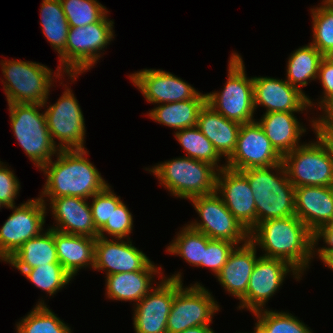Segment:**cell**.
<instances>
[{
	"label": "cell",
	"instance_id": "1",
	"mask_svg": "<svg viewBox=\"0 0 333 333\" xmlns=\"http://www.w3.org/2000/svg\"><path fill=\"white\" fill-rule=\"evenodd\" d=\"M249 241L264 257L282 259L302 276L314 254V233L296 216L263 221L249 232Z\"/></svg>",
	"mask_w": 333,
	"mask_h": 333
},
{
	"label": "cell",
	"instance_id": "2",
	"mask_svg": "<svg viewBox=\"0 0 333 333\" xmlns=\"http://www.w3.org/2000/svg\"><path fill=\"white\" fill-rule=\"evenodd\" d=\"M86 155L87 149L59 150L56 160L40 169L46 181L39 198L73 196L90 199L104 190L109 184Z\"/></svg>",
	"mask_w": 333,
	"mask_h": 333
},
{
	"label": "cell",
	"instance_id": "3",
	"mask_svg": "<svg viewBox=\"0 0 333 333\" xmlns=\"http://www.w3.org/2000/svg\"><path fill=\"white\" fill-rule=\"evenodd\" d=\"M241 172L248 179L255 198L256 224L295 216V187L289 181L283 162Z\"/></svg>",
	"mask_w": 333,
	"mask_h": 333
},
{
	"label": "cell",
	"instance_id": "4",
	"mask_svg": "<svg viewBox=\"0 0 333 333\" xmlns=\"http://www.w3.org/2000/svg\"><path fill=\"white\" fill-rule=\"evenodd\" d=\"M172 196L190 199L216 192L218 170L211 164L180 156L146 168Z\"/></svg>",
	"mask_w": 333,
	"mask_h": 333
},
{
	"label": "cell",
	"instance_id": "5",
	"mask_svg": "<svg viewBox=\"0 0 333 333\" xmlns=\"http://www.w3.org/2000/svg\"><path fill=\"white\" fill-rule=\"evenodd\" d=\"M0 66L5 77L1 81L7 103L44 104L54 86V78H64L63 71L56 72L47 66L23 60H1ZM54 74V75H53ZM62 76V77H61Z\"/></svg>",
	"mask_w": 333,
	"mask_h": 333
},
{
	"label": "cell",
	"instance_id": "6",
	"mask_svg": "<svg viewBox=\"0 0 333 333\" xmlns=\"http://www.w3.org/2000/svg\"><path fill=\"white\" fill-rule=\"evenodd\" d=\"M11 127L27 157L39 170L57 155L59 148L53 143L46 122V115L40 110L42 104L9 103ZM40 109V110H39Z\"/></svg>",
	"mask_w": 333,
	"mask_h": 333
},
{
	"label": "cell",
	"instance_id": "7",
	"mask_svg": "<svg viewBox=\"0 0 333 333\" xmlns=\"http://www.w3.org/2000/svg\"><path fill=\"white\" fill-rule=\"evenodd\" d=\"M228 62L227 80L221 91L206 94V103L228 120L239 124L253 122V77H247L244 61L233 52Z\"/></svg>",
	"mask_w": 333,
	"mask_h": 333
},
{
	"label": "cell",
	"instance_id": "8",
	"mask_svg": "<svg viewBox=\"0 0 333 333\" xmlns=\"http://www.w3.org/2000/svg\"><path fill=\"white\" fill-rule=\"evenodd\" d=\"M106 14L99 22L69 29L66 43V75L71 82L79 74L93 68L101 58V51L113 40L114 21Z\"/></svg>",
	"mask_w": 333,
	"mask_h": 333
},
{
	"label": "cell",
	"instance_id": "9",
	"mask_svg": "<svg viewBox=\"0 0 333 333\" xmlns=\"http://www.w3.org/2000/svg\"><path fill=\"white\" fill-rule=\"evenodd\" d=\"M175 279V296L167 319V333H179L188 328L210 325L220 311L212 292L199 282L189 287Z\"/></svg>",
	"mask_w": 333,
	"mask_h": 333
},
{
	"label": "cell",
	"instance_id": "10",
	"mask_svg": "<svg viewBox=\"0 0 333 333\" xmlns=\"http://www.w3.org/2000/svg\"><path fill=\"white\" fill-rule=\"evenodd\" d=\"M43 104L49 134L59 150L86 149L85 119L78 100L65 84V91L56 103ZM57 139V141H55Z\"/></svg>",
	"mask_w": 333,
	"mask_h": 333
},
{
	"label": "cell",
	"instance_id": "11",
	"mask_svg": "<svg viewBox=\"0 0 333 333\" xmlns=\"http://www.w3.org/2000/svg\"><path fill=\"white\" fill-rule=\"evenodd\" d=\"M189 201L201 218L187 224L193 230L204 233L210 239L226 240L237 246L249 241V232L225 206L216 193L196 196Z\"/></svg>",
	"mask_w": 333,
	"mask_h": 333
},
{
	"label": "cell",
	"instance_id": "12",
	"mask_svg": "<svg viewBox=\"0 0 333 333\" xmlns=\"http://www.w3.org/2000/svg\"><path fill=\"white\" fill-rule=\"evenodd\" d=\"M317 141L298 146L283 156L289 181L301 186H333V162L326 149Z\"/></svg>",
	"mask_w": 333,
	"mask_h": 333
},
{
	"label": "cell",
	"instance_id": "13",
	"mask_svg": "<svg viewBox=\"0 0 333 333\" xmlns=\"http://www.w3.org/2000/svg\"><path fill=\"white\" fill-rule=\"evenodd\" d=\"M12 214L0 229V261L5 262L26 241L44 231L47 206L38 197L7 207Z\"/></svg>",
	"mask_w": 333,
	"mask_h": 333
},
{
	"label": "cell",
	"instance_id": "14",
	"mask_svg": "<svg viewBox=\"0 0 333 333\" xmlns=\"http://www.w3.org/2000/svg\"><path fill=\"white\" fill-rule=\"evenodd\" d=\"M290 273L297 281L302 280L299 272L285 260L260 255L250 276L246 295L237 309L245 308L251 313L265 309L268 300L279 291Z\"/></svg>",
	"mask_w": 333,
	"mask_h": 333
},
{
	"label": "cell",
	"instance_id": "15",
	"mask_svg": "<svg viewBox=\"0 0 333 333\" xmlns=\"http://www.w3.org/2000/svg\"><path fill=\"white\" fill-rule=\"evenodd\" d=\"M175 279L182 280V273L164 276L156 286L134 305L133 326L135 333H167V319L175 296Z\"/></svg>",
	"mask_w": 333,
	"mask_h": 333
},
{
	"label": "cell",
	"instance_id": "16",
	"mask_svg": "<svg viewBox=\"0 0 333 333\" xmlns=\"http://www.w3.org/2000/svg\"><path fill=\"white\" fill-rule=\"evenodd\" d=\"M283 156L273 147L257 120L241 125L237 145L226 167L243 171L248 168L271 167L280 164Z\"/></svg>",
	"mask_w": 333,
	"mask_h": 333
},
{
	"label": "cell",
	"instance_id": "17",
	"mask_svg": "<svg viewBox=\"0 0 333 333\" xmlns=\"http://www.w3.org/2000/svg\"><path fill=\"white\" fill-rule=\"evenodd\" d=\"M133 85L151 104L194 99L200 92L182 78L161 69H142L129 75Z\"/></svg>",
	"mask_w": 333,
	"mask_h": 333
},
{
	"label": "cell",
	"instance_id": "18",
	"mask_svg": "<svg viewBox=\"0 0 333 333\" xmlns=\"http://www.w3.org/2000/svg\"><path fill=\"white\" fill-rule=\"evenodd\" d=\"M216 193L248 232L256 226L255 198L248 179L241 171L227 167L220 169L216 176Z\"/></svg>",
	"mask_w": 333,
	"mask_h": 333
},
{
	"label": "cell",
	"instance_id": "19",
	"mask_svg": "<svg viewBox=\"0 0 333 333\" xmlns=\"http://www.w3.org/2000/svg\"><path fill=\"white\" fill-rule=\"evenodd\" d=\"M94 256L93 269L105 271L106 276L141 271L152 262L130 239L97 237Z\"/></svg>",
	"mask_w": 333,
	"mask_h": 333
},
{
	"label": "cell",
	"instance_id": "20",
	"mask_svg": "<svg viewBox=\"0 0 333 333\" xmlns=\"http://www.w3.org/2000/svg\"><path fill=\"white\" fill-rule=\"evenodd\" d=\"M253 94L255 111L259 106L266 112H300L308 111V95L291 86L285 79L272 77H253Z\"/></svg>",
	"mask_w": 333,
	"mask_h": 333
},
{
	"label": "cell",
	"instance_id": "21",
	"mask_svg": "<svg viewBox=\"0 0 333 333\" xmlns=\"http://www.w3.org/2000/svg\"><path fill=\"white\" fill-rule=\"evenodd\" d=\"M42 202L50 206L51 215L56 222V225L49 228L62 233L84 235L92 238L98 237L93 219L92 211L88 199L62 196L53 199H41ZM50 203H47V202Z\"/></svg>",
	"mask_w": 333,
	"mask_h": 333
},
{
	"label": "cell",
	"instance_id": "22",
	"mask_svg": "<svg viewBox=\"0 0 333 333\" xmlns=\"http://www.w3.org/2000/svg\"><path fill=\"white\" fill-rule=\"evenodd\" d=\"M295 216L313 233L333 222V186L295 188Z\"/></svg>",
	"mask_w": 333,
	"mask_h": 333
},
{
	"label": "cell",
	"instance_id": "23",
	"mask_svg": "<svg viewBox=\"0 0 333 333\" xmlns=\"http://www.w3.org/2000/svg\"><path fill=\"white\" fill-rule=\"evenodd\" d=\"M256 254L257 248L250 241L236 246L216 276L223 289L238 300L246 295L250 276L259 257Z\"/></svg>",
	"mask_w": 333,
	"mask_h": 333
},
{
	"label": "cell",
	"instance_id": "24",
	"mask_svg": "<svg viewBox=\"0 0 333 333\" xmlns=\"http://www.w3.org/2000/svg\"><path fill=\"white\" fill-rule=\"evenodd\" d=\"M162 266L153 261L141 271L122 272L105 276L106 297L117 301L135 302L136 305L153 288L154 276L164 277Z\"/></svg>",
	"mask_w": 333,
	"mask_h": 333
},
{
	"label": "cell",
	"instance_id": "25",
	"mask_svg": "<svg viewBox=\"0 0 333 333\" xmlns=\"http://www.w3.org/2000/svg\"><path fill=\"white\" fill-rule=\"evenodd\" d=\"M198 129L213 144L220 157L227 161L235 151L241 124L228 120L207 103L199 112Z\"/></svg>",
	"mask_w": 333,
	"mask_h": 333
},
{
	"label": "cell",
	"instance_id": "26",
	"mask_svg": "<svg viewBox=\"0 0 333 333\" xmlns=\"http://www.w3.org/2000/svg\"><path fill=\"white\" fill-rule=\"evenodd\" d=\"M294 113L299 112L264 113L261 119L257 120L266 137L282 156L302 145L301 136L307 132Z\"/></svg>",
	"mask_w": 333,
	"mask_h": 333
},
{
	"label": "cell",
	"instance_id": "27",
	"mask_svg": "<svg viewBox=\"0 0 333 333\" xmlns=\"http://www.w3.org/2000/svg\"><path fill=\"white\" fill-rule=\"evenodd\" d=\"M54 242L59 263L73 279L81 268H94L96 238L54 230Z\"/></svg>",
	"mask_w": 333,
	"mask_h": 333
},
{
	"label": "cell",
	"instance_id": "28",
	"mask_svg": "<svg viewBox=\"0 0 333 333\" xmlns=\"http://www.w3.org/2000/svg\"><path fill=\"white\" fill-rule=\"evenodd\" d=\"M17 270H27L39 265L60 264L54 242V229L48 228L26 241L6 261Z\"/></svg>",
	"mask_w": 333,
	"mask_h": 333
},
{
	"label": "cell",
	"instance_id": "29",
	"mask_svg": "<svg viewBox=\"0 0 333 333\" xmlns=\"http://www.w3.org/2000/svg\"><path fill=\"white\" fill-rule=\"evenodd\" d=\"M40 17L42 33L59 54L58 67L66 74V43L70 27L60 0H42Z\"/></svg>",
	"mask_w": 333,
	"mask_h": 333
},
{
	"label": "cell",
	"instance_id": "30",
	"mask_svg": "<svg viewBox=\"0 0 333 333\" xmlns=\"http://www.w3.org/2000/svg\"><path fill=\"white\" fill-rule=\"evenodd\" d=\"M206 103V94L199 93L194 99L160 104L147 113L149 118L173 130L197 126L200 110Z\"/></svg>",
	"mask_w": 333,
	"mask_h": 333
},
{
	"label": "cell",
	"instance_id": "31",
	"mask_svg": "<svg viewBox=\"0 0 333 333\" xmlns=\"http://www.w3.org/2000/svg\"><path fill=\"white\" fill-rule=\"evenodd\" d=\"M323 58L324 56L311 43L299 47L289 55L285 80L305 94L300 87L307 86L312 80L316 81L319 64Z\"/></svg>",
	"mask_w": 333,
	"mask_h": 333
},
{
	"label": "cell",
	"instance_id": "32",
	"mask_svg": "<svg viewBox=\"0 0 333 333\" xmlns=\"http://www.w3.org/2000/svg\"><path fill=\"white\" fill-rule=\"evenodd\" d=\"M174 135L175 139L185 150L186 157L209 163L218 171L226 167L225 163L220 165V155L197 126L175 131Z\"/></svg>",
	"mask_w": 333,
	"mask_h": 333
},
{
	"label": "cell",
	"instance_id": "33",
	"mask_svg": "<svg viewBox=\"0 0 333 333\" xmlns=\"http://www.w3.org/2000/svg\"><path fill=\"white\" fill-rule=\"evenodd\" d=\"M39 299L34 308L16 323V333H72L65 324L44 302Z\"/></svg>",
	"mask_w": 333,
	"mask_h": 333
},
{
	"label": "cell",
	"instance_id": "34",
	"mask_svg": "<svg viewBox=\"0 0 333 333\" xmlns=\"http://www.w3.org/2000/svg\"><path fill=\"white\" fill-rule=\"evenodd\" d=\"M181 229L174 240L166 247V252L178 255L191 266L199 268L210 238L204 233L193 230L187 224Z\"/></svg>",
	"mask_w": 333,
	"mask_h": 333
},
{
	"label": "cell",
	"instance_id": "35",
	"mask_svg": "<svg viewBox=\"0 0 333 333\" xmlns=\"http://www.w3.org/2000/svg\"><path fill=\"white\" fill-rule=\"evenodd\" d=\"M252 314L257 319L254 326L257 333H313L308 325L289 312L265 308Z\"/></svg>",
	"mask_w": 333,
	"mask_h": 333
},
{
	"label": "cell",
	"instance_id": "36",
	"mask_svg": "<svg viewBox=\"0 0 333 333\" xmlns=\"http://www.w3.org/2000/svg\"><path fill=\"white\" fill-rule=\"evenodd\" d=\"M318 6L310 9L313 34L310 43L324 57H329L333 53V3L322 0Z\"/></svg>",
	"mask_w": 333,
	"mask_h": 333
},
{
	"label": "cell",
	"instance_id": "37",
	"mask_svg": "<svg viewBox=\"0 0 333 333\" xmlns=\"http://www.w3.org/2000/svg\"><path fill=\"white\" fill-rule=\"evenodd\" d=\"M34 286L51 297L72 281L71 275L61 264L39 265L32 269L19 270Z\"/></svg>",
	"mask_w": 333,
	"mask_h": 333
},
{
	"label": "cell",
	"instance_id": "38",
	"mask_svg": "<svg viewBox=\"0 0 333 333\" xmlns=\"http://www.w3.org/2000/svg\"><path fill=\"white\" fill-rule=\"evenodd\" d=\"M69 27L86 26L99 22L109 14L97 0H60Z\"/></svg>",
	"mask_w": 333,
	"mask_h": 333
},
{
	"label": "cell",
	"instance_id": "39",
	"mask_svg": "<svg viewBox=\"0 0 333 333\" xmlns=\"http://www.w3.org/2000/svg\"><path fill=\"white\" fill-rule=\"evenodd\" d=\"M133 223V215L122 201L116 208H113L110 219L98 230V237L108 238L110 236L114 239H130L129 235L133 231Z\"/></svg>",
	"mask_w": 333,
	"mask_h": 333
},
{
	"label": "cell",
	"instance_id": "40",
	"mask_svg": "<svg viewBox=\"0 0 333 333\" xmlns=\"http://www.w3.org/2000/svg\"><path fill=\"white\" fill-rule=\"evenodd\" d=\"M112 187L108 185L101 192L94 194L90 204L93 223L99 230L112 215L113 208H116L121 202V197L114 193Z\"/></svg>",
	"mask_w": 333,
	"mask_h": 333
},
{
	"label": "cell",
	"instance_id": "41",
	"mask_svg": "<svg viewBox=\"0 0 333 333\" xmlns=\"http://www.w3.org/2000/svg\"><path fill=\"white\" fill-rule=\"evenodd\" d=\"M236 246L235 243L230 241L209 239L207 248L204 250L203 261L200 263V267L209 268L216 278Z\"/></svg>",
	"mask_w": 333,
	"mask_h": 333
},
{
	"label": "cell",
	"instance_id": "42",
	"mask_svg": "<svg viewBox=\"0 0 333 333\" xmlns=\"http://www.w3.org/2000/svg\"><path fill=\"white\" fill-rule=\"evenodd\" d=\"M317 80L321 82L323 87V96H320L318 103L311 101L309 96L307 98L310 110L317 104V108L323 112L333 102V60L330 57H324L321 60Z\"/></svg>",
	"mask_w": 333,
	"mask_h": 333
},
{
	"label": "cell",
	"instance_id": "43",
	"mask_svg": "<svg viewBox=\"0 0 333 333\" xmlns=\"http://www.w3.org/2000/svg\"><path fill=\"white\" fill-rule=\"evenodd\" d=\"M0 161V202L7 207L15 206L20 192V182L13 170Z\"/></svg>",
	"mask_w": 333,
	"mask_h": 333
},
{
	"label": "cell",
	"instance_id": "44",
	"mask_svg": "<svg viewBox=\"0 0 333 333\" xmlns=\"http://www.w3.org/2000/svg\"><path fill=\"white\" fill-rule=\"evenodd\" d=\"M311 127L315 133L316 139L326 149L328 156L333 162V126L329 125L321 116L318 115L316 118H312Z\"/></svg>",
	"mask_w": 333,
	"mask_h": 333
},
{
	"label": "cell",
	"instance_id": "45",
	"mask_svg": "<svg viewBox=\"0 0 333 333\" xmlns=\"http://www.w3.org/2000/svg\"><path fill=\"white\" fill-rule=\"evenodd\" d=\"M323 240L325 246L317 247L318 242ZM327 245V246H326ZM317 247V249H316ZM333 251V222L320 227L314 233V249L313 252H330Z\"/></svg>",
	"mask_w": 333,
	"mask_h": 333
},
{
	"label": "cell",
	"instance_id": "46",
	"mask_svg": "<svg viewBox=\"0 0 333 333\" xmlns=\"http://www.w3.org/2000/svg\"><path fill=\"white\" fill-rule=\"evenodd\" d=\"M314 258L317 255L319 259L323 262V264L330 268L333 271V251L330 252H313ZM316 254V255H315Z\"/></svg>",
	"mask_w": 333,
	"mask_h": 333
},
{
	"label": "cell",
	"instance_id": "47",
	"mask_svg": "<svg viewBox=\"0 0 333 333\" xmlns=\"http://www.w3.org/2000/svg\"><path fill=\"white\" fill-rule=\"evenodd\" d=\"M179 333H215V331L210 327V325H204L188 328Z\"/></svg>",
	"mask_w": 333,
	"mask_h": 333
},
{
	"label": "cell",
	"instance_id": "48",
	"mask_svg": "<svg viewBox=\"0 0 333 333\" xmlns=\"http://www.w3.org/2000/svg\"><path fill=\"white\" fill-rule=\"evenodd\" d=\"M320 115L329 125L333 126V102Z\"/></svg>",
	"mask_w": 333,
	"mask_h": 333
},
{
	"label": "cell",
	"instance_id": "49",
	"mask_svg": "<svg viewBox=\"0 0 333 333\" xmlns=\"http://www.w3.org/2000/svg\"><path fill=\"white\" fill-rule=\"evenodd\" d=\"M3 207H5L1 202H0V209H2Z\"/></svg>",
	"mask_w": 333,
	"mask_h": 333
},
{
	"label": "cell",
	"instance_id": "50",
	"mask_svg": "<svg viewBox=\"0 0 333 333\" xmlns=\"http://www.w3.org/2000/svg\"><path fill=\"white\" fill-rule=\"evenodd\" d=\"M329 57L333 60V53Z\"/></svg>",
	"mask_w": 333,
	"mask_h": 333
}]
</instances>
